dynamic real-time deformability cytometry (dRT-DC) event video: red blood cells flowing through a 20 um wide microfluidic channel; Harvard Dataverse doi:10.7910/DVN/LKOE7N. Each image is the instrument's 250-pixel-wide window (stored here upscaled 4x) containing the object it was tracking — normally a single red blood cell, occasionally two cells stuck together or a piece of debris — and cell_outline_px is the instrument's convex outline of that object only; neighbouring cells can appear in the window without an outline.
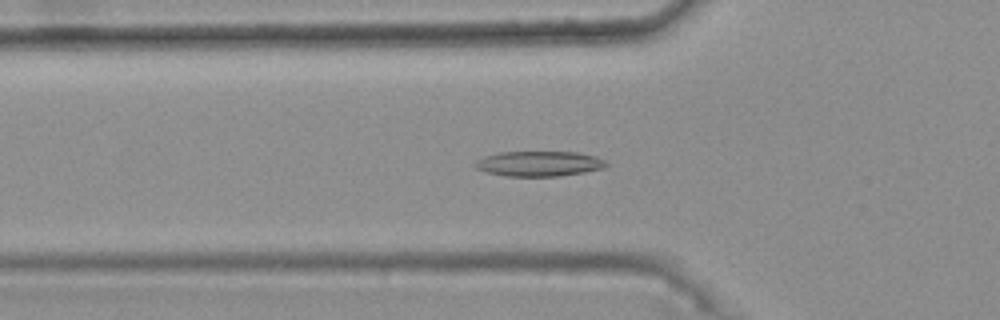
{"species": "common noctule bat (a hibernating species)", "species_latin": "Nyctalus noctula", "temperature_condition": "warm", "stored_images_in_passage": 47, "camera_frame_rate_fps": 3000, "um_per_image_px": 0.085, "animal": {"sex": "female", "body_mass_g": 25.1}, "frame": {"image": 1, "passage_image": 19, "time_ms": 6.0, "image_size_px": [1000, 320], "cell_outline_px": [[608, 164], [604, 168], [584, 172], [560, 176], [504, 176], [488, 172], [476, 168], [472, 164], [476, 160], [484, 156], [500, 152], [576, 152], [596, 156], [604, 160]], "centroid_in_image_um": [45.81, 13.91], "position_along_channel_um": 80.0, "area_um2": 19.25}}
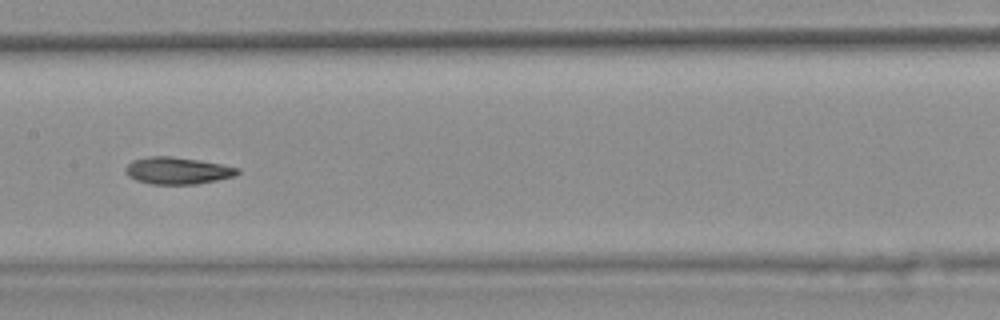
{"frame": {"image": 2, "passage_image": 28, "time_ms": 9.0, "image_size_px": [1000, 320], "cell_outline_px": [[240, 172], [236, 176], [196, 184], [152, 184], [136, 180], [128, 176], [124, 172], [124, 168], [132, 160], [148, 156], [172, 156], [200, 160], [240, 168]], "centroid_in_image_um": [15.07, 14.5], "position_along_channel_um": 192.3, "area_um2": 17.74}}
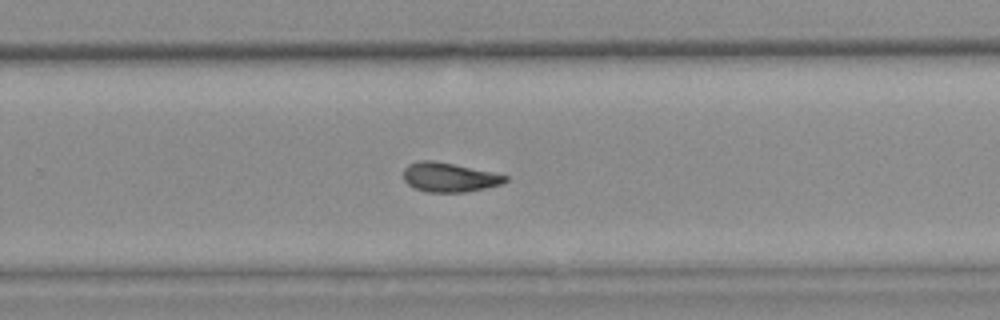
{"frame": {"image": 3, "passage_image": 36, "time_ms": 11.667, "image_size_px": [1000, 320], "cell_outline_px": [[508, 180], [504, 184], [464, 192], [428, 192], [416, 188], [408, 184], [404, 180], [404, 168], [408, 164], [420, 160], [432, 160], [492, 172], [508, 176]], "centroid_in_image_um": [38.19, 15.07], "position_along_channel_um": 291.6, "area_um2": 17.22}, "authors_computed_cell_mechanics": {"area_um2": 17.918, "velocity_mm_per_s": 3.7357, "shape_relaxation_time_tau1_ms": 7.716, "shape_relaxation_time_tau2_ms": 3.8693, "deformation_change_tau1": 0.1868, "deformation_change_tau2": 0.0995}}